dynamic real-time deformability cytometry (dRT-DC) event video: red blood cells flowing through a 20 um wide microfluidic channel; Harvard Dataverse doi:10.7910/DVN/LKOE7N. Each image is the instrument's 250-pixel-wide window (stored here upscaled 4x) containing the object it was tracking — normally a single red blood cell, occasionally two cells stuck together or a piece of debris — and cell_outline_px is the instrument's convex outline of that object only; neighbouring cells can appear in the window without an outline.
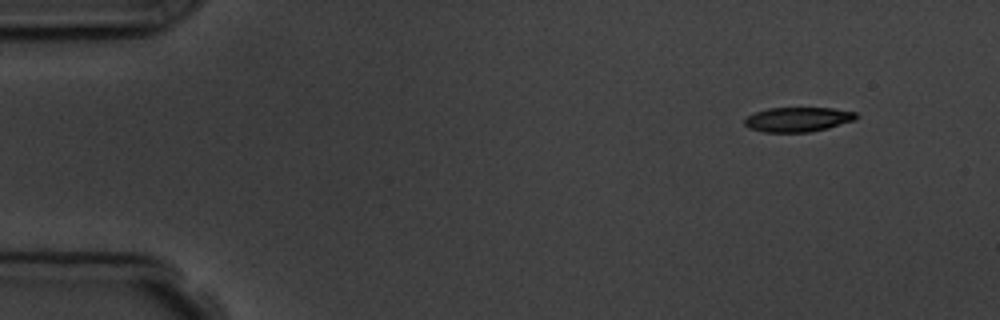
{"species": "common noctule bat (a hibernating species)", "species_latin": "Nyctalus noctula", "temperature_condition": "room temperature", "stored_images_in_passage": 5, "segment_of_instrument_passage": [2, 2], "camera_frame_rate_fps": 3000, "um_per_image_px": 0.085, "animal": {"sex": "male", "body_mass_g": 19.5, "forearm_length_mm": 54.6}, "frame": {"image": 1, "passage_image": 5, "time_ms": 5.333, "image_size_px": [1000, 320], "cell_outline_px": [[860, 116], [856, 120], [828, 128], [808, 132], [764, 132], [748, 128], [744, 124], [744, 120], [748, 116], [756, 112], [768, 108], [832, 108], [856, 112]], "centroid_in_image_um": [67.85, 10.15], "position_along_channel_um": 17.2, "area_um2": 16.07}}